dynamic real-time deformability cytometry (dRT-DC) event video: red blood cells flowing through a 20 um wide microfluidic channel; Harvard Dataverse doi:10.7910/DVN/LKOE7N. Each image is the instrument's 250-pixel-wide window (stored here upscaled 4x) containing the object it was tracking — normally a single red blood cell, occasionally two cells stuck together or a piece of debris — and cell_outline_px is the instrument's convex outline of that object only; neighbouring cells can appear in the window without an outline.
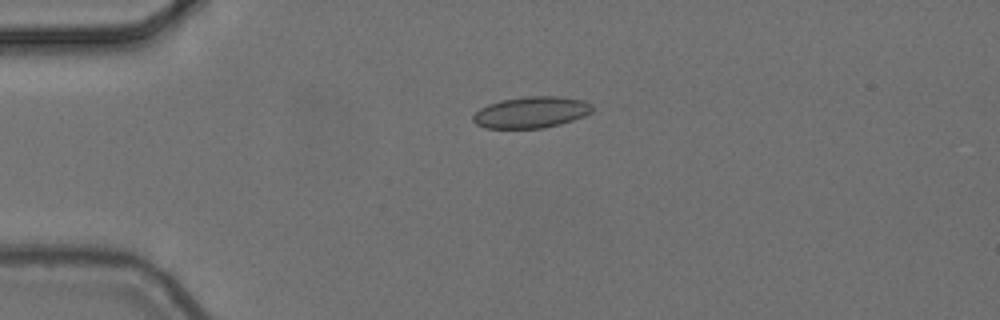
{"species": "common noctule bat (a hibernating species)", "species_latin": "Nyctalus noctula", "temperature_condition": "cold", "stored_images_in_passage": 4, "camera_frame_rate_fps": 3000, "um_per_image_px": 0.085, "animal": {"sex": "female", "body_mass_g": 24.6, "forearm_length_mm": 56.2}, "frame": {"image": 1, "passage_image": 3, "time_ms": 0.667, "image_size_px": [1000, 320], "cell_outline_px": [[592, 112], [584, 116], [560, 124], [544, 128], [484, 128], [476, 124], [472, 120], [472, 116], [480, 108], [488, 104], [500, 100], [528, 96], [556, 96], [584, 100], [592, 104]], "centroid_in_image_um": [45.14, 9.54], "position_along_channel_um": 39.9, "area_um2": 21.85}}